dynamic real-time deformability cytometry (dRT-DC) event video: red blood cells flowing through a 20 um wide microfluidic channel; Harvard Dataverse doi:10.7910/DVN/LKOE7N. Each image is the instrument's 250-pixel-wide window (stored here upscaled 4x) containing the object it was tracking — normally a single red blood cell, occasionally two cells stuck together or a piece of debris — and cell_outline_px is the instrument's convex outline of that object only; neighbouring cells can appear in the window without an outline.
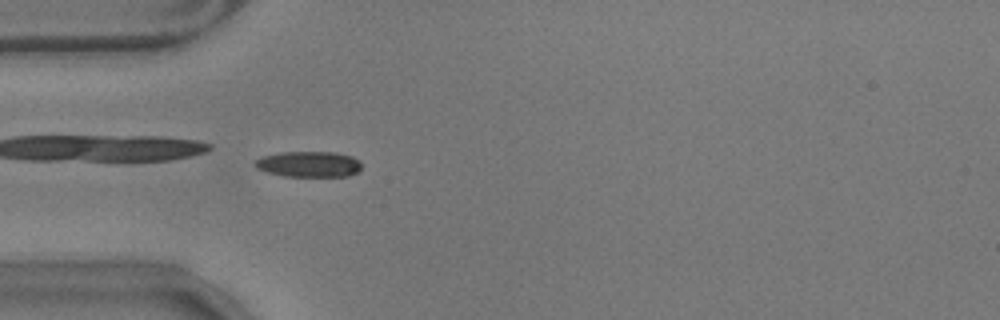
{"species": "common noctule bat (a hibernating species)", "species_latin": "Nyctalus noctula", "temperature_condition": "warm", "stored_images_in_passage": 50, "camera_frame_rate_fps": 3000, "um_per_image_px": 0.085, "animal": {"sex": "male", "body_mass_g": 17.9}, "frame": {"image": 1, "passage_image": 10, "time_ms": 3.0, "image_size_px": [1000, 320], "cell_outline_px": [[360, 172], [348, 176], [284, 176], [268, 172], [256, 168], [256, 160], [260, 156], [280, 152], [332, 152], [352, 156], [360, 160]], "centroid_in_image_um": [26.27, 13.95], "position_along_channel_um": 58.7, "area_um2": 16.01}}
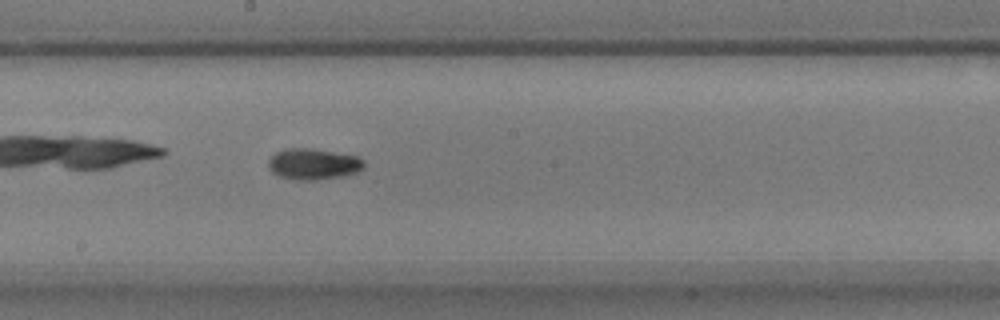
{"frame": {"image": 2, "passage_image": 24, "time_ms": 7.667, "image_size_px": [1000, 320], "cell_outline_px": [[364, 168], [348, 176], [316, 180], [296, 180], [280, 176], [272, 172], [268, 168], [268, 160], [276, 152], [288, 148], [308, 148], [356, 156], [364, 160]], "centroid_in_image_um": [26.64, 13.96], "position_along_channel_um": 221.6, "area_um2": 17.34}}
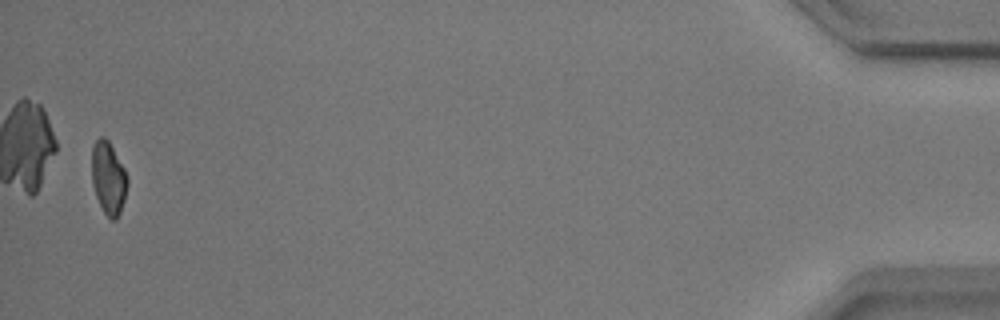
{"frame": {"image": 3, "passage_image": 49, "time_ms": 16.0, "image_size_px": [1000, 320], "cell_outline_px": [[128, 184], [124, 200], [120, 212], [116, 220], [112, 220], [104, 212], [96, 196], [92, 184], [92, 144], [100, 136], [104, 136], [108, 140], [124, 168], [128, 180]], "centroid_in_image_um": [9.21, 15.12], "position_along_channel_um": 426.0, "area_um2": 15.03}, "authors_computed_cell_mechanics": {"area_um2": 15.6638, "velocity_mm_per_s": 3.5282, "shape_relaxation_time_tau1_ms": 2.7146, "shape_relaxation_time_tau2_ms": null, "deformation_change_tau1": 0.1732, "deformation_change_tau2": null}}